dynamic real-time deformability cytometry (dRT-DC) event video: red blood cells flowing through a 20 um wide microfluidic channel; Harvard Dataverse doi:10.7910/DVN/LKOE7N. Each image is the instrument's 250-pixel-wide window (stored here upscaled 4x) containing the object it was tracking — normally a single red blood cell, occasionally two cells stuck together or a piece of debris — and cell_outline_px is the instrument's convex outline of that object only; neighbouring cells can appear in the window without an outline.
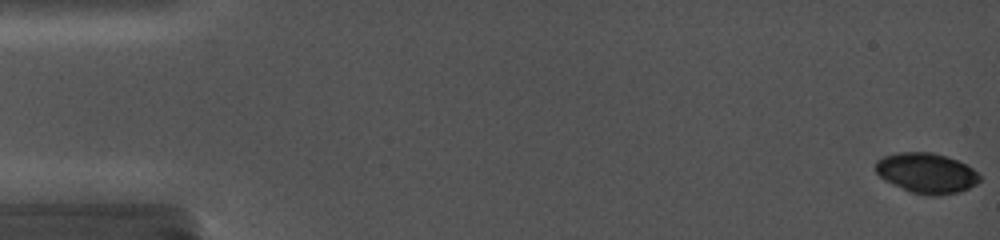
{"species": "common noctule bat (a hibernating species)", "species_latin": "Nyctalus noctula", "temperature_condition": "cold", "stored_images_in_passage": 7, "camera_frame_rate_fps": 5000, "um_per_image_px": 0.085, "animal": {"sex": "female", "body_mass_g": 19.0, "forearm_length_mm": 56.7}, "frame": {"image": 1, "passage_image": 1, "time_ms": 0.0, "image_size_px": [1000, 240], "cell_outline_px": [[980, 180], [976, 184], [960, 192], [936, 196], [928, 196], [912, 192], [892, 184], [884, 180], [876, 172], [876, 160], [884, 156], [896, 152], [932, 152], [956, 160], [972, 168], [980, 176]], "centroid_in_image_um": [78.74, 14.71], "position_along_channel_um": 6.3, "area_um2": 24.28}}